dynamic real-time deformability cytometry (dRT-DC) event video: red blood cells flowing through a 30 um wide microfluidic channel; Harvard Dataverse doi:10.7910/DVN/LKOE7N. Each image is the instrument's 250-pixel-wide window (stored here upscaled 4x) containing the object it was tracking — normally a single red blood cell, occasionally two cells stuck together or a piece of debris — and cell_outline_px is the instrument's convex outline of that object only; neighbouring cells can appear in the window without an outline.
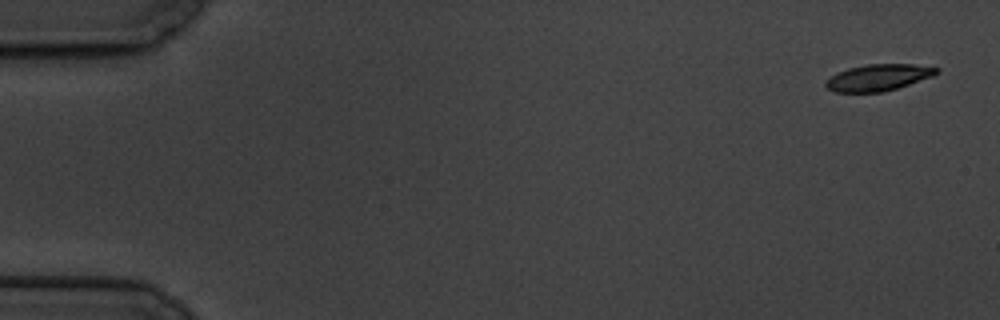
{"species": "common noctule bat (a hibernating species)", "species_latin": "Nyctalus noctula", "temperature_condition": "cold", "stored_images_in_passage": 5, "camera_frame_rate_fps": 3000, "um_per_image_px": 0.085, "animal": {"sex": "male", "body_mass_g": 19.5, "forearm_length_mm": 54.6}, "frame": {"image": 1, "passage_image": 1, "time_ms": 0.0, "image_size_px": [1000, 320], "cell_outline_px": [[940, 72], [932, 76], [884, 92], [836, 92], [828, 88], [824, 84], [824, 80], [836, 72], [848, 68], [868, 64], [912, 64], [940, 68]], "centroid_in_image_um": [74.62, 6.58], "position_along_channel_um": 10.4, "area_um2": 17.11}}
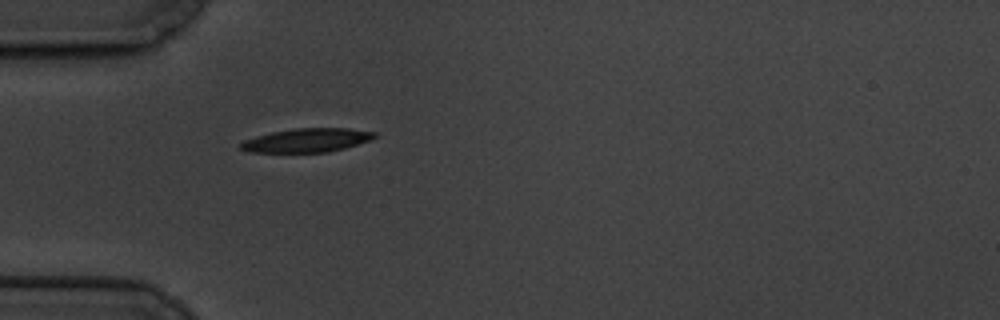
{"frame": {"image": 2, "passage_image": 5, "time_ms": 5.333, "image_size_px": [1000, 320], "cell_outline_px": [[376, 136], [372, 140], [344, 148], [328, 152], [248, 152], [240, 148], [240, 144], [244, 140], [256, 136], [272, 132], [296, 128], [348, 128], [376, 132]], "centroid_in_image_um": [26.1, 11.92], "position_along_channel_um": 58.9, "area_um2": 18.5}}